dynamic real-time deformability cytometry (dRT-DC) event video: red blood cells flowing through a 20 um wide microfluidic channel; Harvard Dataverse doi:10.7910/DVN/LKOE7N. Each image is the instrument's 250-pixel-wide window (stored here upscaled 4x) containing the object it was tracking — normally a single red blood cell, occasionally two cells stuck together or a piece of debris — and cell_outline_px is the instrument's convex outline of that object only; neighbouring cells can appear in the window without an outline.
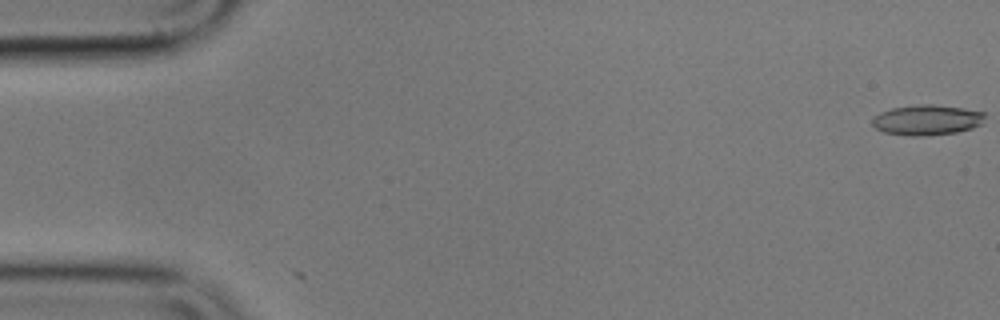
{"species": "common noctule bat (a hibernating species)", "species_latin": "Nyctalus noctula", "temperature_condition": "cold", "stored_images_in_passage": 2, "camera_frame_rate_fps": 3000, "um_per_image_px": 0.085, "animal": {"sex": "male", "body_mass_g": 17.9}, "frame": {"image": 1, "passage_image": 2, "time_ms": 0.333, "image_size_px": [1000, 320], "cell_outline_px": [[984, 124], [972, 128], [956, 132], [920, 136], [912, 136], [884, 132], [876, 128], [872, 124], [872, 116], [880, 112], [892, 108], [920, 104], [932, 104], [964, 108], [984, 112]], "centroid_in_image_um": [78.79, 10.19], "position_along_channel_um": 6.2, "area_um2": 19.94}}